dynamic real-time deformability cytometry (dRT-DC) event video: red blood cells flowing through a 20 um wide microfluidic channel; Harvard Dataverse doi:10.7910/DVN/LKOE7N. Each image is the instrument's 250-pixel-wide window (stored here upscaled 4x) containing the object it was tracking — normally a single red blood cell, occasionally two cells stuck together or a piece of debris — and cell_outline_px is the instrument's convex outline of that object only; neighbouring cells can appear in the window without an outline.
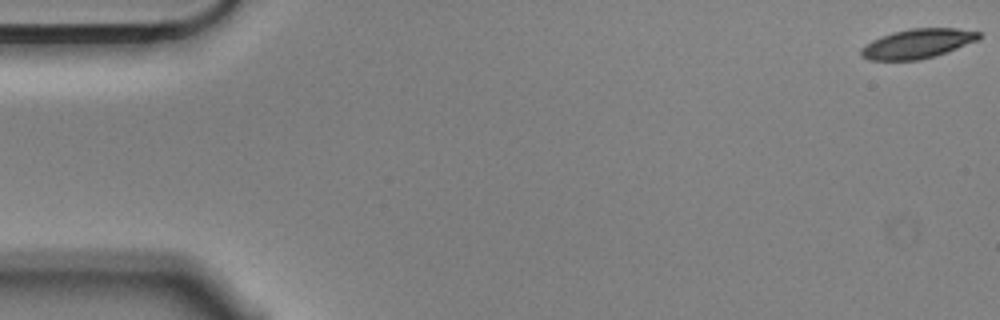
{"species": "Egyptian fruit bat (a non-hibernating species)", "species_latin": "Rousettus aegyptiacus", "temperature_condition": "cold", "stored_images_in_passage": 54, "camera_frame_rate_fps": 3000, "um_per_image_px": 0.085, "animal": {"sex": "male"}, "frame": {"image": 1, "passage_image": 1, "time_ms": 0.0, "image_size_px": [1000, 320], "cell_outline_px": [[980, 36], [976, 40], [956, 48], [920, 60], [868, 60], [860, 56], [860, 48], [872, 40], [880, 36], [892, 32], [908, 28], [956, 28], [980, 32]], "centroid_in_image_um": [77.91, 3.7], "position_along_channel_um": 7.1, "area_um2": 20.06}}
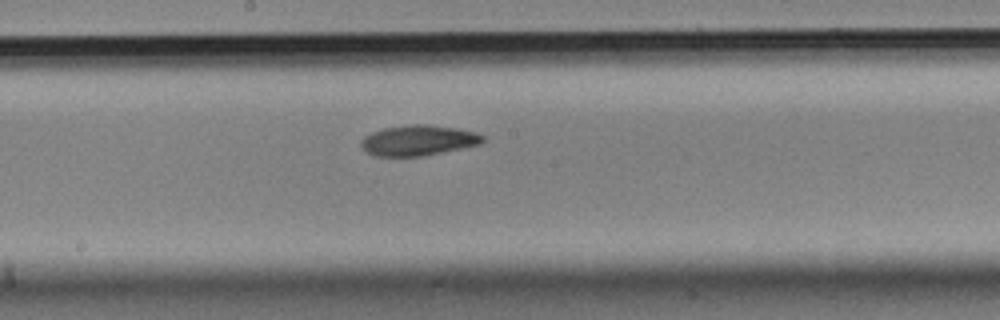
{"frame": {"image": 2, "passage_image": 30, "time_ms": 9.667, "image_size_px": [1000, 320], "cell_outline_px": [[484, 140], [480, 144], [420, 156], [372, 156], [360, 148], [360, 140], [364, 136], [372, 132], [384, 128], [412, 124], [424, 124], [456, 128], [476, 132], [484, 136]], "centroid_in_image_um": [35.49, 11.93], "position_along_channel_um": 212.7, "area_um2": 21.5}}
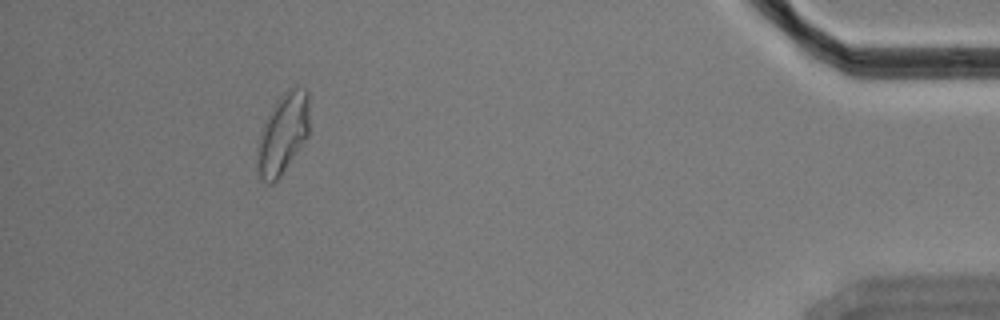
{"frame": {"image": 3, "passage_image": 52, "time_ms": 17.0, "image_size_px": [1000, 320], "cell_outline_px": [[308, 136], [280, 176], [272, 184], [268, 184], [256, 172], [260, 132], [264, 120], [276, 100], [288, 88], [304, 88], [308, 92]], "centroid_in_image_um": [24.03, 11.35], "position_along_channel_um": 411.2, "area_um2": 24.22}, "authors_computed_cell_mechanics": {"area_um2": 21.4149, "velocity_mm_per_s": 3.5426, "shape_relaxation_time_tau1_ms": 5.4044, "shape_relaxation_time_tau2_ms": 7.2608, "deformation_change_tau1": 0.1611, "deformation_change_tau2": 0.1334}}